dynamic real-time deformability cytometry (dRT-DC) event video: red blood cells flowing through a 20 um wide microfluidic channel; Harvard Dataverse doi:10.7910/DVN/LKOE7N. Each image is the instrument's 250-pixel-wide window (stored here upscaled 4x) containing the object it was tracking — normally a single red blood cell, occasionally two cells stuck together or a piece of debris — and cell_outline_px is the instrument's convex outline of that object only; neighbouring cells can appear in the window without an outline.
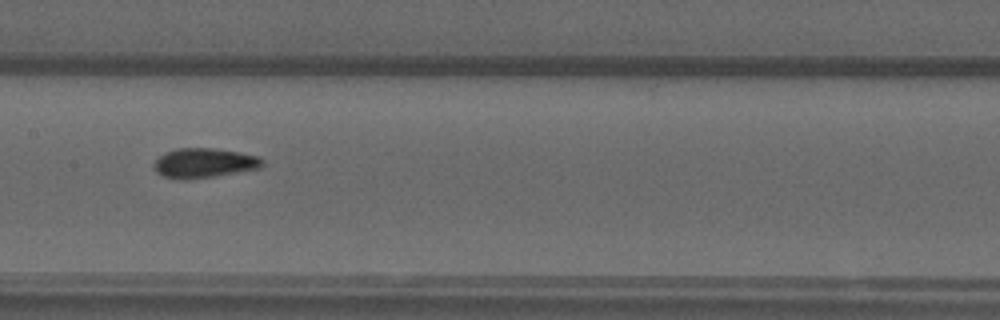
{"species": "common noctule bat (a hibernating species)", "species_latin": "Nyctalus noctula", "temperature_condition": "warm", "stored_images_in_passage": 40, "camera_frame_rate_fps": 3000, "um_per_image_px": 0.085, "animal": {"sex": "male", "forearm_length_mm": 52.5}, "frame": {"image": 1, "passage_image": 18, "time_ms": 5.667, "image_size_px": [1000, 320], "cell_outline_px": [[264, 164], [260, 168], [212, 176], [180, 180], [164, 176], [156, 172], [152, 164], [164, 152], [176, 148], [212, 148], [260, 156], [264, 160]], "centroid_in_image_um": [17.33, 13.84], "position_along_channel_um": 190.1, "area_um2": 18.61}}
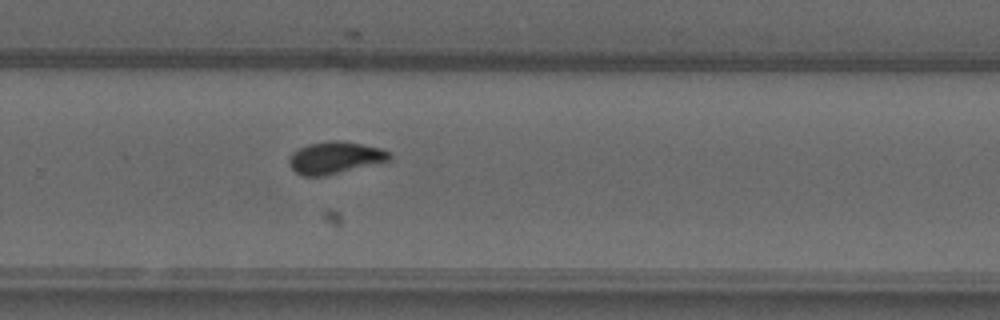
{"frame": {"image": 2, "passage_image": 27, "time_ms": 8.667, "image_size_px": [1000, 320], "cell_outline_px": [[392, 160], [324, 176], [304, 176], [296, 172], [288, 164], [288, 160], [292, 152], [308, 144], [328, 140], [344, 140], [380, 148], [388, 152], [392, 156]], "centroid_in_image_um": [28.47, 13.39], "position_along_channel_um": 301.3, "area_um2": 18.84}}
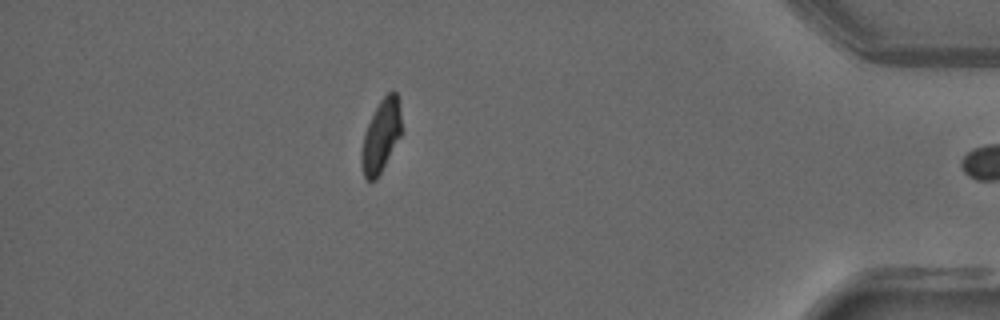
{"frame": {"image": 3, "passage_image": 39, "time_ms": 12.667, "image_size_px": [1000, 320], "cell_outline_px": [[404, 132], [376, 180], [368, 180], [364, 176], [360, 160], [360, 156], [364, 136], [368, 124], [380, 100], [392, 88], [396, 92]], "centroid_in_image_um": [32.42, 11.55], "position_along_channel_um": 402.8, "area_um2": 17.05}}